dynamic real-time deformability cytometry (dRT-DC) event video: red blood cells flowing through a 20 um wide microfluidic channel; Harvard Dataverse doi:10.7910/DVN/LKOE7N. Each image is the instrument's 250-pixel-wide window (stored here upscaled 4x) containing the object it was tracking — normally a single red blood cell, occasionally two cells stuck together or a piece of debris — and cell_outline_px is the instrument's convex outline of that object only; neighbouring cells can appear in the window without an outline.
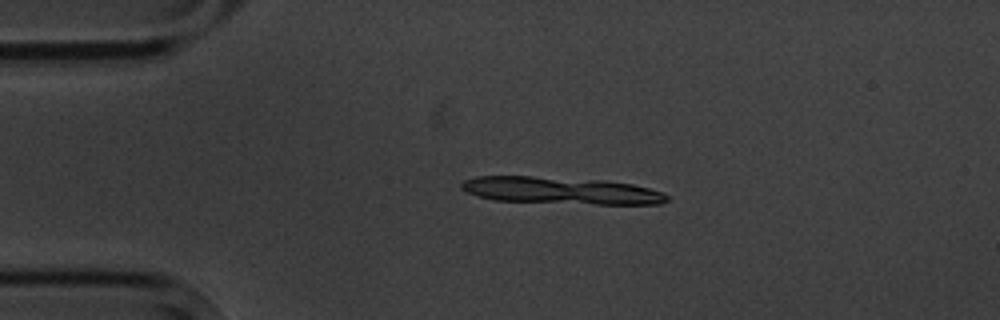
{"species": "common noctule bat (a hibernating species)", "species_latin": "Nyctalus noctula", "temperature_condition": "cold", "stored_images_in_passage": 2, "camera_frame_rate_fps": 3000, "um_per_image_px": 0.085, "animal": {"sex": "male", "body_mass_g": 20.1, "forearm_length_mm": 53.5}, "frame": {"image": 1, "passage_image": 1, "time_ms": 0.0, "image_size_px": [1000, 320], "cell_outline_px": [[668, 200], [660, 204], [596, 204], [496, 200], [480, 196], [468, 192], [460, 188], [460, 184], [464, 180], [476, 176], [532, 176], [604, 180], [632, 184], [664, 192], [668, 196]], "centroid_in_image_um": [47.7, 16.19], "position_along_channel_um": 37.3, "area_um2": 32.25}}